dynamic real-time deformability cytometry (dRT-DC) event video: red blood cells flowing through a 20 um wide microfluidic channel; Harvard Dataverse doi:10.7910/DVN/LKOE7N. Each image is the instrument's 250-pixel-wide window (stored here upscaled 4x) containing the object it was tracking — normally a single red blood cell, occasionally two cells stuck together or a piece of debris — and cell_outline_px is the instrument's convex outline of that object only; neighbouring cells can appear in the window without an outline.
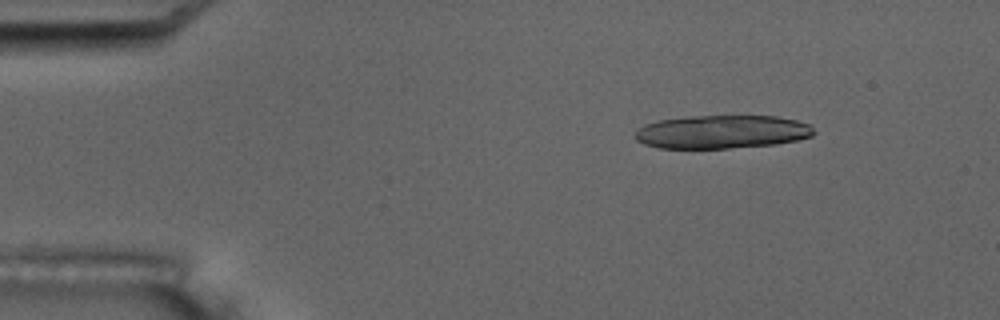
{"species": "common noctule bat (a hibernating species)", "species_latin": "Nyctalus noctula", "temperature_condition": "room temperature", "stored_images_in_passage": 3, "camera_frame_rate_fps": 3000, "um_per_image_px": 0.085, "animal": {"sex": "male", "body_mass_g": 17.5, "forearm_length_mm": 52.3}, "frame": {"image": 1, "passage_image": 2, "time_ms": 2.333, "image_size_px": [1000, 320], "cell_outline_px": [[816, 132], [812, 136], [796, 140], [776, 144], [728, 148], [660, 148], [644, 144], [636, 140], [632, 136], [644, 124], [660, 120], [688, 116], [776, 116], [796, 120], [808, 124]], "centroid_in_image_um": [61.35, 11.21], "position_along_channel_um": 23.7, "area_um2": 34.74}}